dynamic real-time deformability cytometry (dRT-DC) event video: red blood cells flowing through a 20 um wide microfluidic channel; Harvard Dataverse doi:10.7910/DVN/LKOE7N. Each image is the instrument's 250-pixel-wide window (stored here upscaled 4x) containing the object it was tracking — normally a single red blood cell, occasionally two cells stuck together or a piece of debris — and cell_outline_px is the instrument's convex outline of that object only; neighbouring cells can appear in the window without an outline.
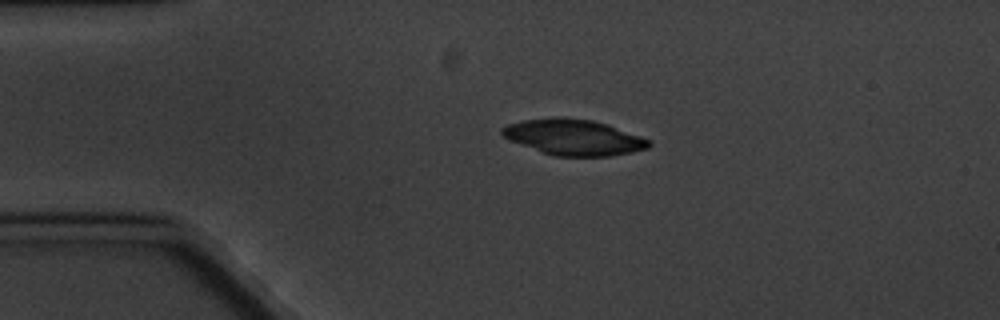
{"species": "common noctule bat (a hibernating species)", "species_latin": "Nyctalus noctula", "temperature_condition": "cold", "stored_images_in_passage": 2, "camera_frame_rate_fps": 3000, "um_per_image_px": 0.085, "animal": {"sex": "male", "body_mass_g": 20.1, "forearm_length_mm": 53.5}, "frame": {"image": 1, "passage_image": 1, "time_ms": 0.0, "image_size_px": [1000, 320], "cell_outline_px": [[652, 144], [648, 148], [632, 152], [608, 156], [556, 156], [540, 152], [512, 140], [504, 136], [500, 132], [500, 128], [508, 124], [524, 120], [552, 116], [564, 116], [592, 120], [608, 124], [652, 140]], "centroid_in_image_um": [48.79, 11.65], "position_along_channel_um": 36.2, "area_um2": 30.81}}